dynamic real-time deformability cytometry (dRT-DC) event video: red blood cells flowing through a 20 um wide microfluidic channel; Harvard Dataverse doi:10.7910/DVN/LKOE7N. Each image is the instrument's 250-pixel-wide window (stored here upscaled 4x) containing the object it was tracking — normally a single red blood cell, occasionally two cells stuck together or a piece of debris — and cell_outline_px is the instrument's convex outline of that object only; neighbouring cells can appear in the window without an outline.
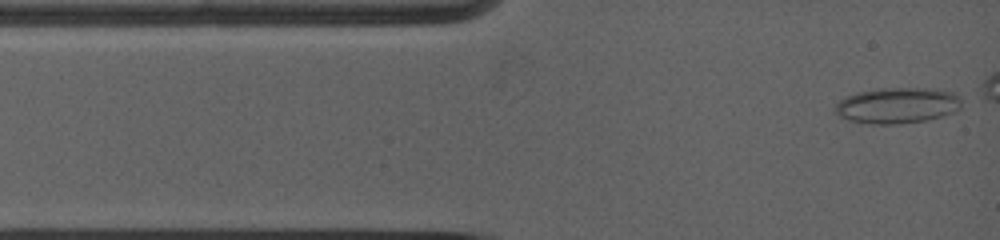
{"species": "common noctule bat (a hibernating species)", "species_latin": "Nyctalus noctula", "temperature_condition": "warm", "stored_images_in_passage": 32, "camera_frame_rate_fps": 5000, "um_per_image_px": 0.085, "animal": {"sex": "female", "body_mass_g": 19.0, "forearm_length_mm": 53.3}, "frame": {"image": 1, "passage_image": 2, "time_ms": 0.2, "image_size_px": [1000, 240], "cell_outline_px": [[960, 108], [952, 112], [928, 120], [896, 124], [876, 124], [848, 120], [840, 116], [832, 108], [844, 96], [856, 92], [880, 88], [928, 88], [952, 92], [960, 96]], "centroid_in_image_um": [76.23, 8.95], "position_along_channel_um": 8.8, "area_um2": 26.41}}
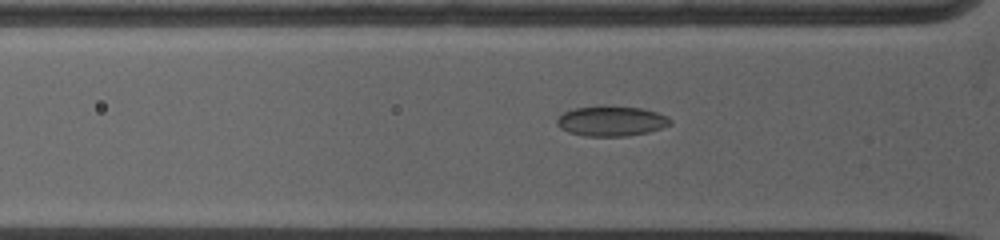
{"frame": {"image": 2, "passage_image": 23, "time_ms": 3.0, "image_size_px": [1000, 240], "cell_outline_px": [[672, 124], [648, 132], [628, 136], [584, 136], [568, 132], [560, 128], [556, 124], [556, 120], [564, 112], [576, 108], [604, 104], [640, 108], [656, 112], [668, 116], [672, 120]], "centroid_in_image_um": [51.96, 10.27], "position_along_channel_um": 73.8, "area_um2": 20.17}}
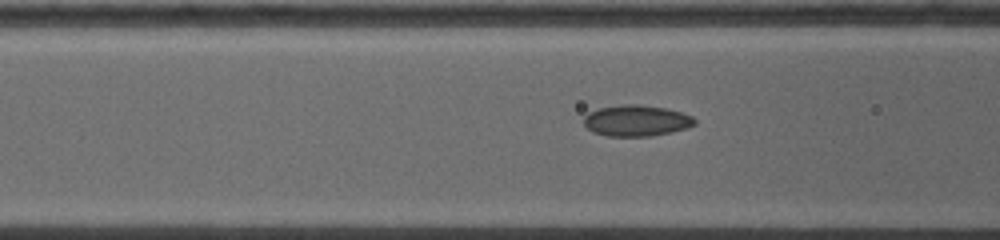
{"frame": {"image": 3, "passage_image": 29, "time_ms": 4.0, "image_size_px": [1000, 240], "cell_outline_px": [[696, 124], [672, 132], [652, 136], [608, 136], [592, 132], [584, 124], [584, 116], [588, 112], [596, 108], [624, 104], [640, 104], [664, 108], [680, 112], [692, 116], [696, 120]], "centroid_in_image_um": [54.06, 10.25], "position_along_channel_um": 112.5, "area_um2": 20.17}}